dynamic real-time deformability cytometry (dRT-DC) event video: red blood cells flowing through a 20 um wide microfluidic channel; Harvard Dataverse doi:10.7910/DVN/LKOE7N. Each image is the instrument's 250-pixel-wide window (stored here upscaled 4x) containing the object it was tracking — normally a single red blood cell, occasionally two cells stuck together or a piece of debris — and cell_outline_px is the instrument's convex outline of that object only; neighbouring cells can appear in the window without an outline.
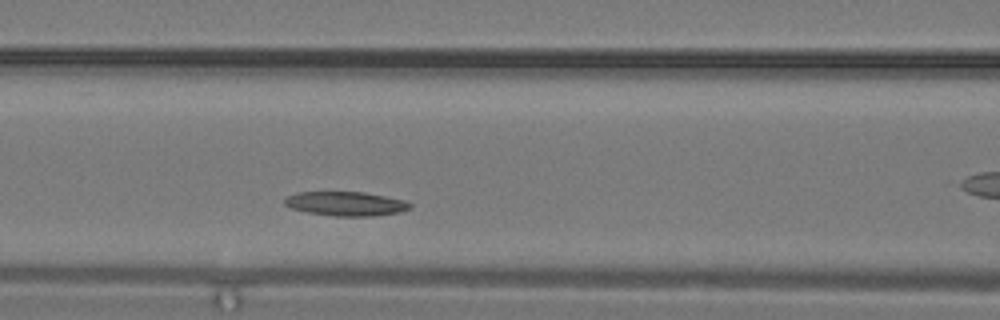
{"species": "common noctule bat (a hibernating species)", "species_latin": "Nyctalus noctula", "temperature_condition": "warm", "stored_images_in_passage": 8, "segment_of_instrument_passage": [1, 2], "camera_frame_rate_fps": 3000, "um_per_image_px": 0.085, "animal": {"sex": "male", "body_mass_g": 19.2, "forearm_length_mm": 51.8}, "frame": {"image": 1, "passage_image": 7, "time_ms": 2.0, "image_size_px": [1000, 320], "cell_outline_px": [[412, 208], [396, 212], [372, 216], [332, 216], [308, 212], [292, 208], [284, 204], [284, 200], [288, 196], [300, 192], [364, 192], [404, 200], [412, 204]], "centroid_in_image_um": [29.4, 17.31], "position_along_channel_um": 137.2, "area_um2": 17.46}}